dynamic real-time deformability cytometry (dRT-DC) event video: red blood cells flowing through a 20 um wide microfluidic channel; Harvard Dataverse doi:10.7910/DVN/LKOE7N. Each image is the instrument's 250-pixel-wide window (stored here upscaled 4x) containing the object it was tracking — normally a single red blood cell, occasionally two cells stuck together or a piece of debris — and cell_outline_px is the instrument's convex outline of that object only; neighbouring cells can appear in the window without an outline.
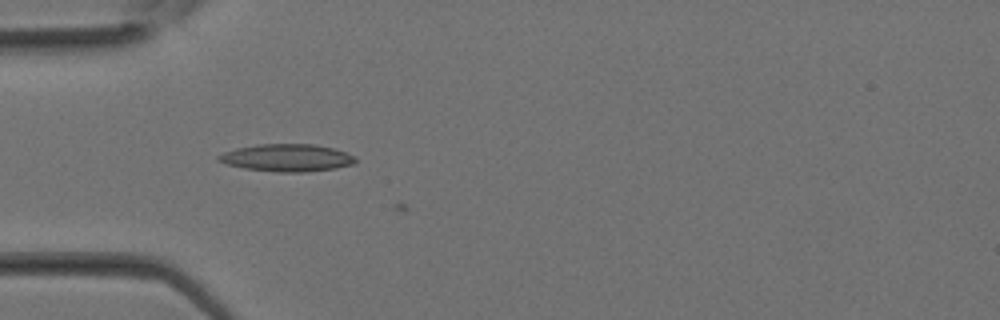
{"species": "Egyptian fruit bat (a non-hibernating species)", "species_latin": "Rousettus aegyptiacus", "temperature_condition": "room temperature", "stored_images_in_passage": 12, "camera_frame_rate_fps": 3000, "um_per_image_px": 0.085, "animal": {"sex": "female"}, "frame": {"image": 1, "passage_image": 10, "time_ms": 3.0, "image_size_px": [1000, 320], "cell_outline_px": [[356, 160], [352, 164], [336, 168], [304, 172], [280, 172], [244, 168], [228, 164], [216, 160], [216, 156], [224, 152], [236, 148], [256, 144], [316, 144], [332, 148], [356, 156]], "centroid_in_image_um": [24.37, 13.4], "position_along_channel_um": 60.6, "area_um2": 21.79}}
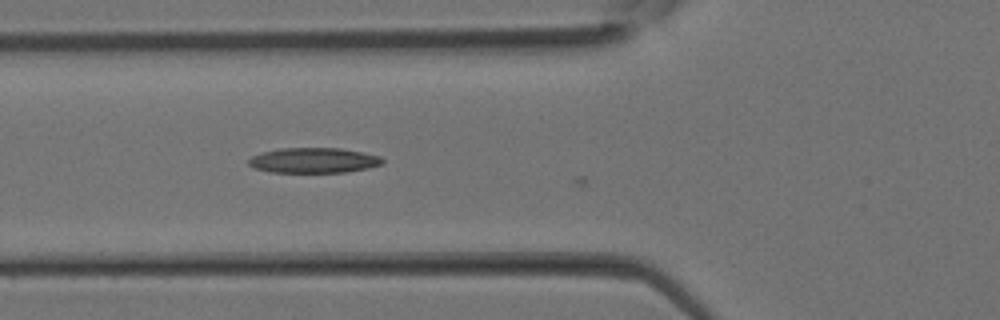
{"frame": {"image": 2, "passage_image": 12, "time_ms": 3.667, "image_size_px": [1000, 320], "cell_outline_px": [[384, 164], [368, 168], [344, 172], [268, 172], [252, 168], [248, 164], [248, 160], [252, 156], [264, 152], [280, 148], [340, 148], [380, 156], [384, 160]], "centroid_in_image_um": [26.65, 13.63], "position_along_channel_um": 99.2, "area_um2": 19.65}}